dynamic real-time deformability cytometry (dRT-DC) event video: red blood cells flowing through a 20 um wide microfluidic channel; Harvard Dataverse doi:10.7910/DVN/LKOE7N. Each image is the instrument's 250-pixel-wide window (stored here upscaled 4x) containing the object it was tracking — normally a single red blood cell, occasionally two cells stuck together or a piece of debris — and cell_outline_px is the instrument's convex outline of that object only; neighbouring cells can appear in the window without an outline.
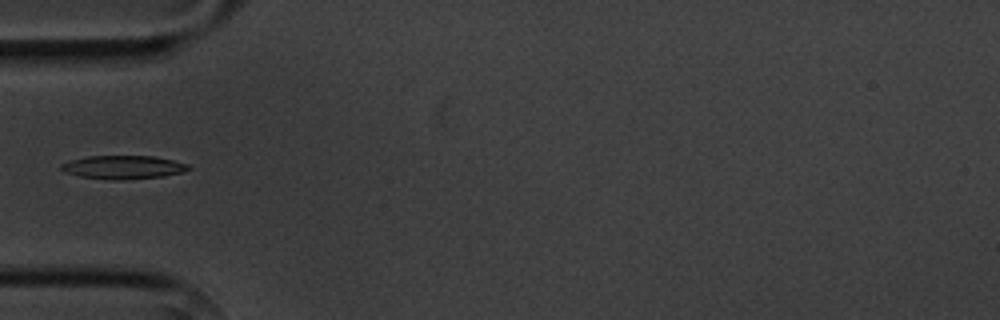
{"species": "common noctule bat (a hibernating species)", "species_latin": "Nyctalus noctula", "temperature_condition": "cold", "stored_images_in_passage": 6, "camera_frame_rate_fps": 3000, "um_per_image_px": 0.085, "animal": {"sex": "male", "body_mass_g": 20.1, "forearm_length_mm": 53.5}, "frame": {"image": 1, "passage_image": 6, "time_ms": 7.0, "image_size_px": [1000, 320], "cell_outline_px": [[192, 168], [184, 172], [164, 176], [124, 180], [108, 180], [80, 176], [64, 172], [60, 168], [60, 164], [72, 160], [88, 156], [152, 156], [172, 160], [188, 164]], "centroid_in_image_um": [10.48, 14.22], "position_along_channel_um": 74.5, "area_um2": 17.46}}